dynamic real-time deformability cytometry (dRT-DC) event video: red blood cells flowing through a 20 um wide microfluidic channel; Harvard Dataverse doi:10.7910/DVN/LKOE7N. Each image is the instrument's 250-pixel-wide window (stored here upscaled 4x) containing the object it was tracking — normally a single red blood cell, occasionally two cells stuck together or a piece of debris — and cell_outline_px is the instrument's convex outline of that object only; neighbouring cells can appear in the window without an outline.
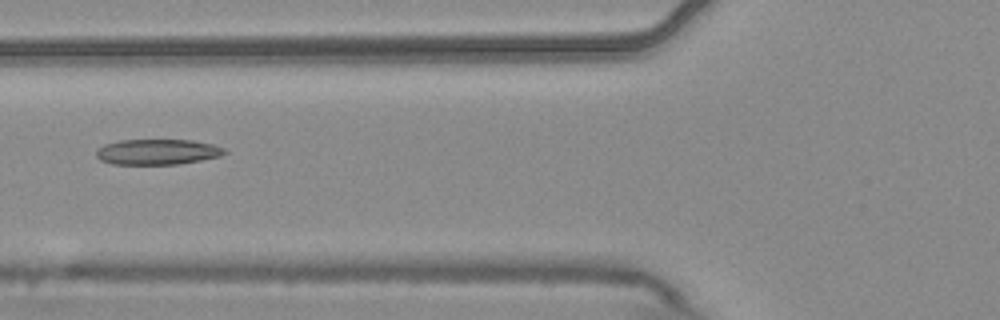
{"species": "common noctule bat (a hibernating species)", "species_latin": "Nyctalus noctula", "temperature_condition": "warm", "stored_images_in_passage": 5, "camera_frame_rate_fps": 3000, "um_per_image_px": 0.085, "animal": {"sex": "male", "body_mass_g": 20.4}, "frame": {"image": 1, "passage_image": 5, "time_ms": 1.333, "image_size_px": [1000, 320], "cell_outline_px": [[228, 152], [220, 156], [180, 164], [112, 164], [100, 160], [96, 156], [96, 148], [104, 144], [120, 140], [192, 140], [212, 144], [224, 148]], "centroid_in_image_um": [13.36, 12.91], "position_along_channel_um": 112.4, "area_um2": 19.13}}